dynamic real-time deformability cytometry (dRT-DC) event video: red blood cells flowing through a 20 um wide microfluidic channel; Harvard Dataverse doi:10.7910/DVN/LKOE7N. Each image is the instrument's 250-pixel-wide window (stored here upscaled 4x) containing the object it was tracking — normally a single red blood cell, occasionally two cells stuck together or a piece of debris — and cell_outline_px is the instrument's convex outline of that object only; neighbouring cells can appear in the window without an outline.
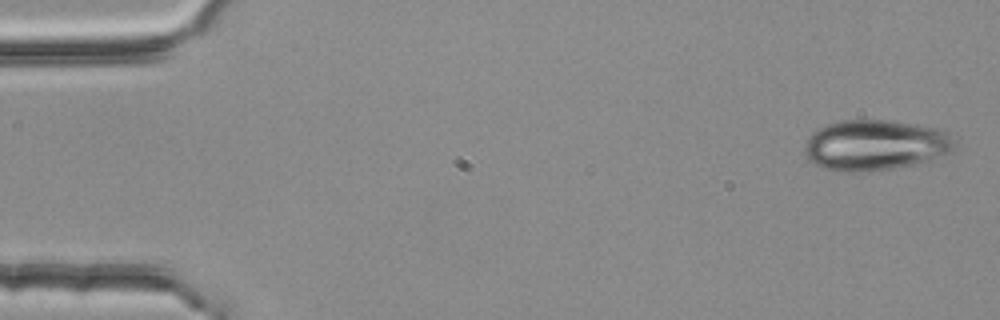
{"species": "common noctule bat (a hibernating species)", "species_latin": "Nyctalus noctula", "temperature_condition": "room temperature", "stored_images_in_passage": 4, "camera_frame_rate_fps": 3000, "um_per_image_px": 0.085, "animal": {"sex": "female", "body_mass_g": 25.1}, "frame": {"image": 1, "passage_image": 1, "time_ms": 0.0, "image_size_px": [1000, 320], "cell_outline_px": [[952, 152], [932, 160], [916, 164], [892, 168], [856, 172], [828, 168], [816, 164], [804, 152], [804, 148], [808, 136], [812, 132], [824, 124], [840, 120], [892, 120], [916, 124], [936, 128], [948, 132], [952, 144]], "centroid_in_image_um": [74.39, 12.31], "position_along_channel_um": 10.6, "area_um2": 43.87}}